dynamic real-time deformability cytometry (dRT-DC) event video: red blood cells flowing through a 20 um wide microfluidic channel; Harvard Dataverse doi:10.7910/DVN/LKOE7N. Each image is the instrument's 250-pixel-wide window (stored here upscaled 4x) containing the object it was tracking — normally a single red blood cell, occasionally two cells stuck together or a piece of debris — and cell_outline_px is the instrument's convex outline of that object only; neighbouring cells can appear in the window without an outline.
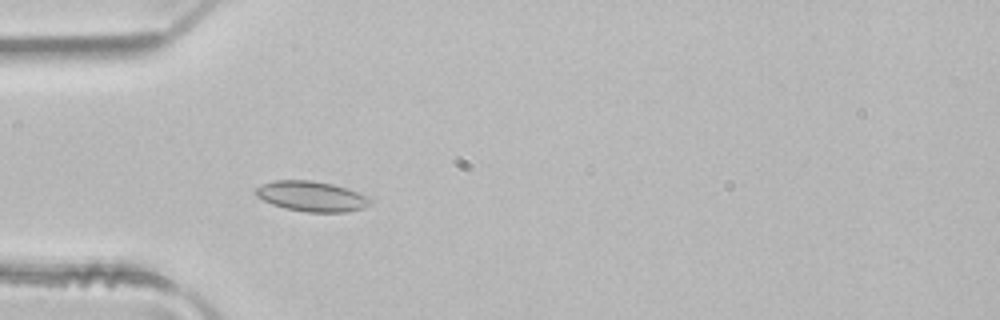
{"species": "common noctule bat (a hibernating species)", "species_latin": "Nyctalus noctula", "temperature_condition": "room temperature", "stored_images_in_passage": 3, "camera_frame_rate_fps": 3000, "um_per_image_px": 0.085, "animal": {"sex": "male", "body_mass_g": 21.5, "forearm_length_mm": 52.0}, "frame": {"image": 1, "passage_image": 3, "time_ms": 0.667, "image_size_px": [1000, 320], "cell_outline_px": [[372, 204], [364, 208], [344, 212], [304, 212], [284, 208], [272, 204], [256, 196], [256, 188], [272, 180], [312, 180], [332, 184], [348, 188], [372, 196]], "centroid_in_image_um": [26.56, 16.69], "position_along_channel_um": 58.4, "area_um2": 20.46}}